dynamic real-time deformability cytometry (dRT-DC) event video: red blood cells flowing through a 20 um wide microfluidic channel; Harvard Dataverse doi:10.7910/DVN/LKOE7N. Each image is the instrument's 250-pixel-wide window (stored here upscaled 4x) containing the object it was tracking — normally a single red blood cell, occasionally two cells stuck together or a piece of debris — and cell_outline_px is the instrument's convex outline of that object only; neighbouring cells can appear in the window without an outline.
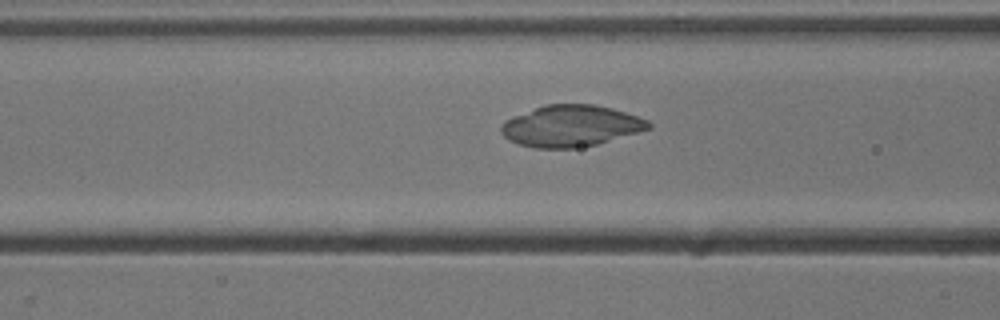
{"species": "common noctule bat (a hibernating species)", "species_latin": "Nyctalus noctula", "temperature_condition": "cold", "stored_images_in_passage": 36, "camera_frame_rate_fps": 3000, "um_per_image_px": 0.085, "animal": {"sex": "male", "body_mass_g": 13.3}, "frame": {"image": 1, "passage_image": 8, "time_ms": 2.333, "image_size_px": [1000, 320], "cell_outline_px": [[652, 128], [596, 144], [572, 148], [532, 148], [516, 144], [508, 140], [500, 132], [500, 124], [504, 120], [512, 116], [544, 104], [596, 104], [612, 108], [648, 120], [652, 124]], "centroid_in_image_um": [48.46, 10.7], "position_along_channel_um": 118.1, "area_um2": 35.78}}
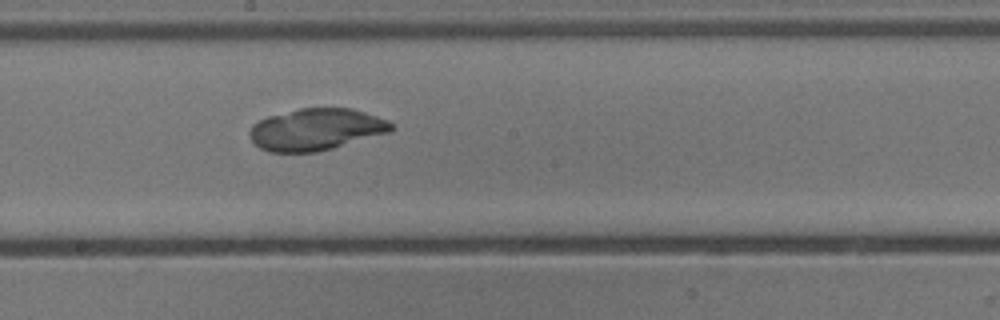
{"frame": {"image": 2, "passage_image": 16, "time_ms": 5.0, "image_size_px": [1000, 320], "cell_outline_px": [[396, 128], [392, 132], [332, 148], [316, 152], [268, 152], [260, 148], [252, 140], [248, 132], [252, 124], [268, 116], [300, 108], [352, 108], [388, 120]], "centroid_in_image_um": [26.88, 11.0], "position_along_channel_um": 221.3, "area_um2": 34.56}}
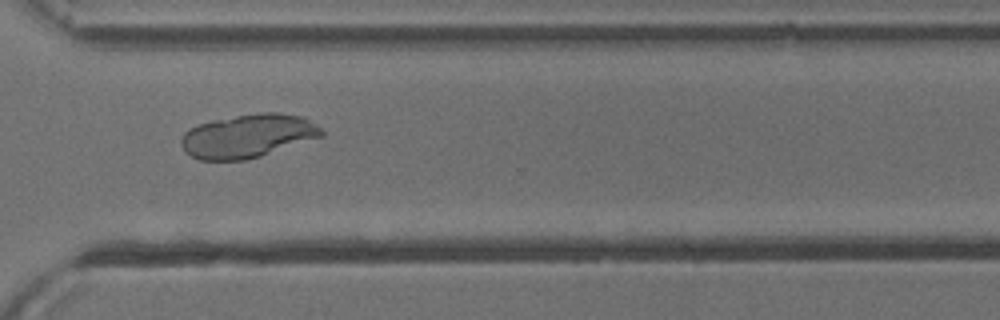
{"frame": {"image": 3, "passage_image": 26, "time_ms": 8.333, "image_size_px": [1000, 320], "cell_outline_px": [[324, 136], [260, 156], [244, 160], [200, 160], [184, 152], [180, 144], [180, 140], [184, 132], [188, 128], [212, 120], [260, 112], [280, 112], [304, 116], [316, 124], [324, 132]], "centroid_in_image_um": [21.07, 11.55], "position_along_channel_um": 349.5, "area_um2": 35.78}}